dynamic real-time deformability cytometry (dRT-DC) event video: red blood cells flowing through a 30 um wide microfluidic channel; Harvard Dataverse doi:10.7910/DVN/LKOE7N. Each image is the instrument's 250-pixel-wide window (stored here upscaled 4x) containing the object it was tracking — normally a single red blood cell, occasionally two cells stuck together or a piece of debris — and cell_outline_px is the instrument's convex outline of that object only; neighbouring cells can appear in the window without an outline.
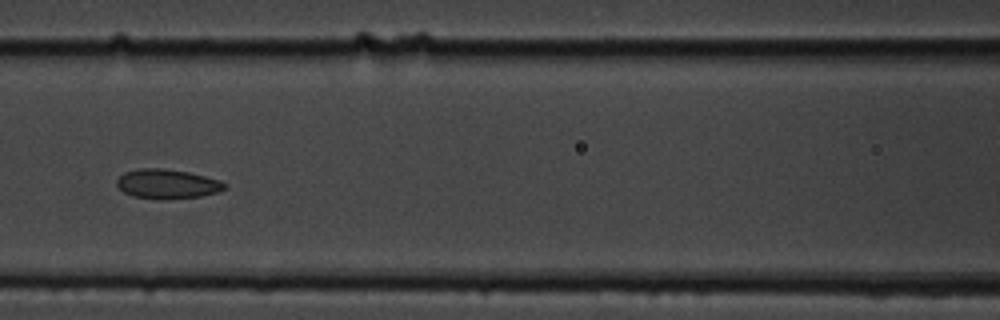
{"species": "common noctule bat (a hibernating species)", "species_latin": "Nyctalus noctula", "temperature_condition": "cold", "stored_images_in_passage": 12, "camera_frame_rate_fps": 3000, "um_per_image_px": 0.085, "animal": {"sex": "male", "body_mass_g": 19.5, "forearm_length_mm": 54.6}, "frame": {"image": 1, "passage_image": 6, "time_ms": 7.0, "image_size_px": [1000, 320], "cell_outline_px": [[228, 188], [220, 192], [200, 196], [160, 200], [132, 196], [124, 192], [116, 184], [116, 180], [124, 172], [140, 168], [164, 168], [188, 172], [220, 180], [228, 184]], "centroid_in_image_um": [14.24, 15.64], "position_along_channel_um": 152.4, "area_um2": 18.73}}
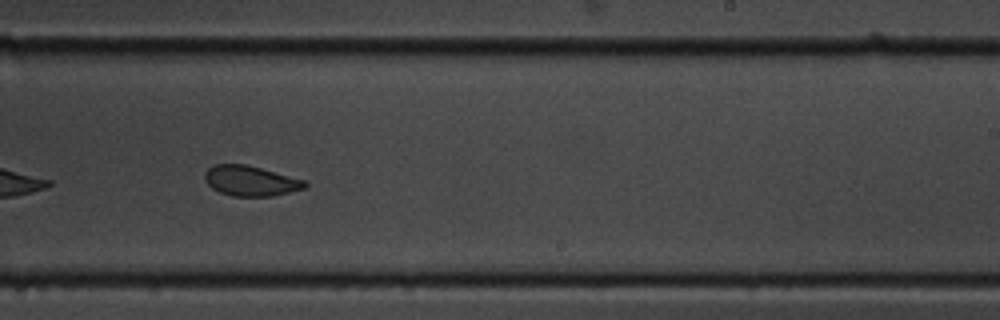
{"frame": {"image": 2, "passage_image": 9, "time_ms": 10.333, "image_size_px": [1000, 320], "cell_outline_px": [[308, 184], [304, 188], [272, 196], [232, 196], [220, 192], [212, 188], [204, 180], [204, 172], [212, 164], [244, 164], [260, 168], [304, 180]], "centroid_in_image_um": [21.24, 15.37], "position_along_channel_um": 267.8, "area_um2": 17.46}}
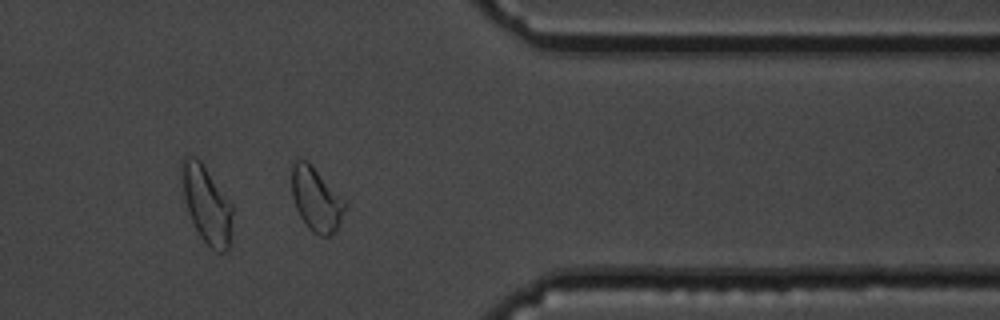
{"frame": {"image": 3, "passage_image": 12, "time_ms": 14.0, "image_size_px": [1000, 320], "cell_outline_px": [[348, 208], [336, 228], [328, 236], [320, 236], [312, 232], [308, 228], [300, 216], [296, 208], [292, 196], [292, 164], [296, 156], [300, 156], [308, 160], [348, 204]], "centroid_in_image_um": [26.86, 16.89], "position_along_channel_um": 384.5, "area_um2": 20.06}, "authors_computed_cell_mechanics": {"area_um2": 18.8717, "velocity_mm_per_s": 3.4809, "shape_relaxation_time_tau1_ms": 3.5593, "shape_relaxation_time_tau2_ms": 1.8488, "deformation_change_tau1": 0.0774, "deformation_change_tau2": 0.0565}}